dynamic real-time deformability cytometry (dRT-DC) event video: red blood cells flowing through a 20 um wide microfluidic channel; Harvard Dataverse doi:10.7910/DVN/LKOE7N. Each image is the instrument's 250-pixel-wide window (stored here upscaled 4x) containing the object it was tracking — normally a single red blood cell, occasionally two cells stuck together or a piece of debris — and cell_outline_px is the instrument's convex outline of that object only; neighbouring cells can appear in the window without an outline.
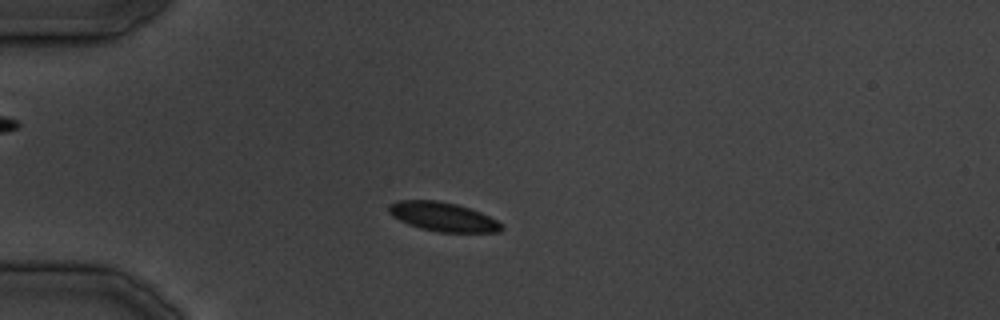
{"species": "common noctule bat (a hibernating species)", "species_latin": "Nyctalus noctula", "temperature_condition": "cold", "stored_images_in_passage": 36, "segment_of_instrument_passage": [1, 2], "camera_frame_rate_fps": 3000, "um_per_image_px": 0.085, "animal": {"sex": "male", "body_mass_g": 19.5, "forearm_length_mm": 54.6}, "frame": {"image": 1, "passage_image": 8, "time_ms": 8.667, "image_size_px": [1000, 320], "cell_outline_px": [[504, 228], [500, 232], [440, 232], [420, 228], [408, 224], [392, 216], [388, 212], [388, 204], [396, 200], [436, 200], [456, 204], [480, 212], [496, 220]], "centroid_in_image_um": [37.6, 18.42], "position_along_channel_um": 47.4, "area_um2": 19.02}}
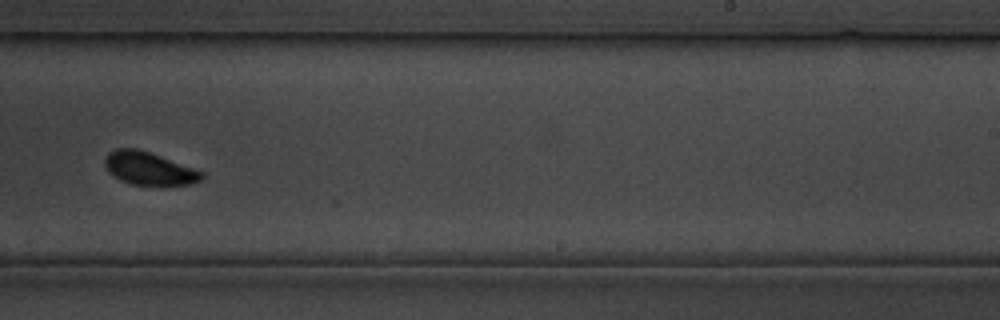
{"frame": {"image": 2, "passage_image": 22, "time_ms": 25.667, "image_size_px": [1000, 320], "cell_outline_px": [[204, 176], [200, 180], [192, 184], [132, 184], [120, 180], [108, 172], [104, 164], [104, 160], [108, 152], [116, 148], [136, 148], [196, 168], [204, 172]], "centroid_in_image_um": [12.65, 14.3], "position_along_channel_um": 276.3, "area_um2": 18.44}}
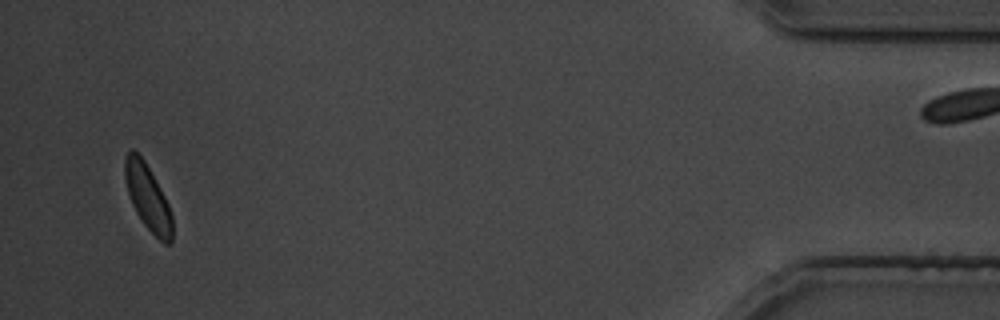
{"frame": {"image": 3, "passage_image": 34, "time_ms": 40.333, "image_size_px": [1000, 320], "cell_outline_px": [[172, 244], [164, 244], [144, 224], [136, 212], [132, 204], [128, 192], [124, 176], [124, 160], [128, 152], [132, 148], [144, 160], [160, 188], [168, 204], [172, 216]], "centroid_in_image_um": [12.56, 16.79], "position_along_channel_um": 422.6, "area_um2": 17.86}}